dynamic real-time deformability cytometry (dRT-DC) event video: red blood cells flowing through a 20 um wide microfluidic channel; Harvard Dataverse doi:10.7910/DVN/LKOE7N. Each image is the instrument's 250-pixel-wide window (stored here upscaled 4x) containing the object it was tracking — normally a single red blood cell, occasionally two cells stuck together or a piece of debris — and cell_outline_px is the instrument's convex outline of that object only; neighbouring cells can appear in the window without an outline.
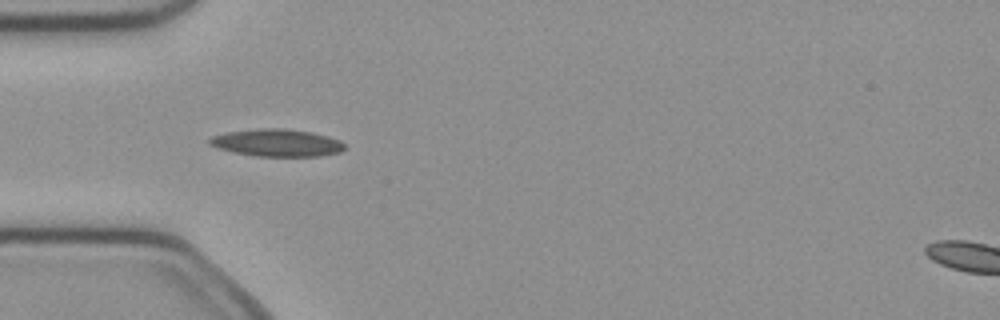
{"species": "common noctule bat (a hibernating species)", "species_latin": "Nyctalus noctula", "temperature_condition": "cold", "stored_images_in_passage": 16, "camera_frame_rate_fps": 3000, "um_per_image_px": 0.085, "animal": {"sex": "female", "body_mass_g": 21.9}, "frame": {"image": 1, "passage_image": 3, "time_ms": 0.667, "image_size_px": [1000, 320], "cell_outline_px": [[344, 148], [340, 152], [320, 156], [256, 156], [232, 152], [216, 148], [208, 144], [208, 140], [212, 136], [228, 132], [256, 128], [284, 128], [312, 132], [328, 136], [340, 140], [344, 144]], "centroid_in_image_um": [23.51, 12.13], "position_along_channel_um": 61.5, "area_um2": 21.68}}
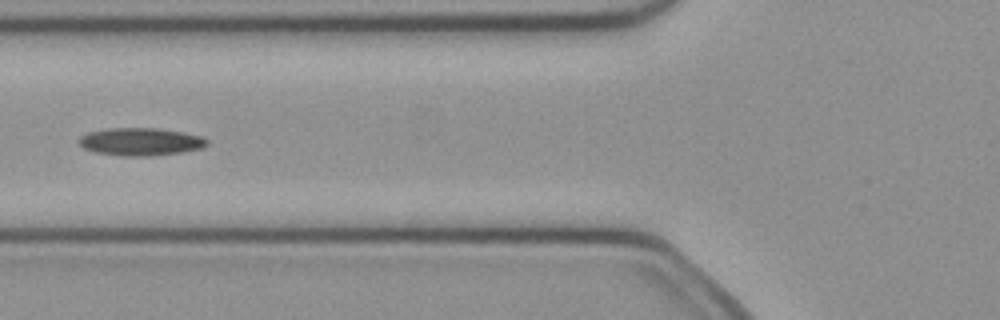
{"frame": {"image": 2, "passage_image": 7, "time_ms": 2.0, "image_size_px": [1000, 320], "cell_outline_px": [[208, 144], [200, 148], [180, 152], [152, 156], [124, 156], [96, 152], [84, 148], [76, 140], [80, 136], [88, 132], [108, 128], [160, 128], [184, 132], [204, 136], [208, 140]], "centroid_in_image_um": [11.95, 12.03], "position_along_channel_um": 113.8, "area_um2": 20.81}}
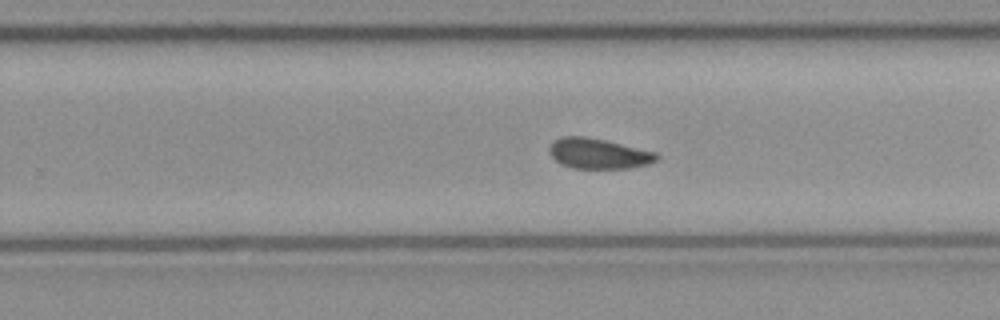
{"frame": {"image": 3, "passage_image": 14, "time_ms": 4.333, "image_size_px": [1000, 320], "cell_outline_px": [[660, 160], [648, 164], [632, 168], [572, 168], [560, 164], [548, 152], [548, 148], [560, 136], [584, 136], [604, 140], [656, 152], [660, 156]], "centroid_in_image_um": [50.89, 13.06], "position_along_channel_um": 278.9, "area_um2": 19.02}}